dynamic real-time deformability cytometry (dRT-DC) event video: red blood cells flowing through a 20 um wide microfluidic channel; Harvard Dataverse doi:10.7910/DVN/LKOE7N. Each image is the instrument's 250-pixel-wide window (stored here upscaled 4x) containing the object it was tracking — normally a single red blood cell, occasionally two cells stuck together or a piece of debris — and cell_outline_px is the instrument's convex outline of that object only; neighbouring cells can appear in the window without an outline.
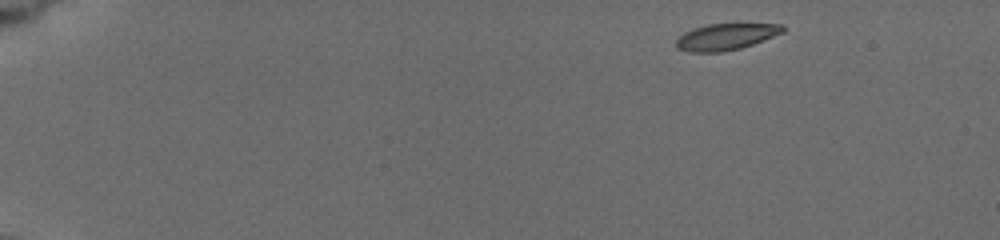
{"species": "common noctule bat (a hibernating species)", "species_latin": "Nyctalus noctula", "temperature_condition": "cold", "stored_images_in_passage": 6, "camera_frame_rate_fps": 3000, "um_per_image_px": 0.085, "animal": {"sex": "female", "body_mass_g": 19.5, "forearm_length_mm": 54.1}, "frame": {"image": 1, "passage_image": 1, "time_ms": 0.0, "image_size_px": [1000, 240], "cell_outline_px": [[784, 32], [752, 44], [740, 48], [720, 52], [688, 52], [676, 48], [676, 40], [684, 32], [692, 28], [708, 24], [784, 24]], "centroid_in_image_um": [61.66, 3.12], "position_along_channel_um": 23.3, "area_um2": 16.36}}
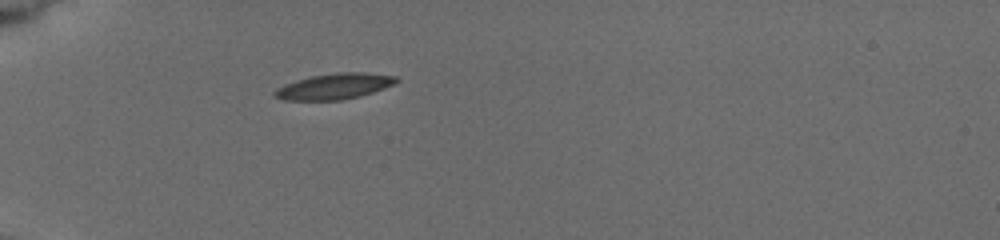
{"frame": {"image": 2, "passage_image": 5, "time_ms": 3.667, "image_size_px": [1000, 240], "cell_outline_px": [[400, 80], [384, 88], [360, 96], [340, 100], [284, 100], [272, 96], [272, 92], [276, 88], [284, 84], [308, 76], [336, 72], [364, 72], [396, 76]], "centroid_in_image_um": [28.37, 7.33], "position_along_channel_um": 56.6, "area_um2": 18.44}}